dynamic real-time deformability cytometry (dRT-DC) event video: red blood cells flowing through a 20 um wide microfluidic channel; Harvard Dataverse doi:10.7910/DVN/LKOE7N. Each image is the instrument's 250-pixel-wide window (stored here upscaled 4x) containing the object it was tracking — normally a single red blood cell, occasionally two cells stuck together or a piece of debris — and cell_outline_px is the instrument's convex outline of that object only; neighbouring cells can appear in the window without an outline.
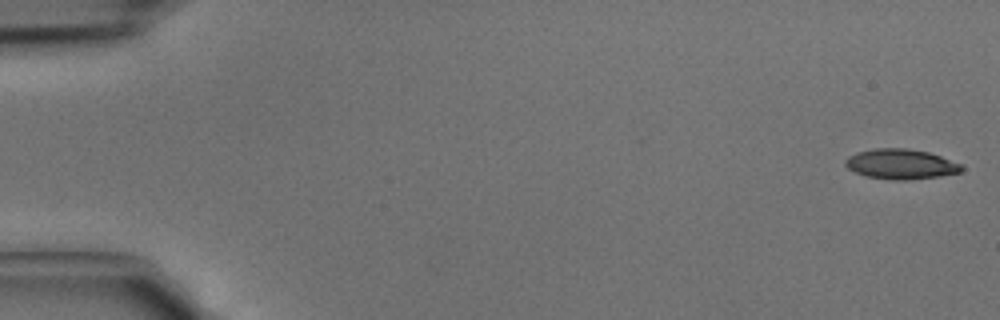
{"species": "common noctule bat (a hibernating species)", "species_latin": "Nyctalus noctula", "temperature_condition": "cold", "stored_images_in_passage": 5, "camera_frame_rate_fps": 3000, "um_per_image_px": 0.085, "animal": {"sex": "male", "body_mass_g": 15.6}, "frame": {"image": 1, "passage_image": 1, "time_ms": 0.0, "image_size_px": [1000, 320], "cell_outline_px": [[964, 168], [960, 172], [940, 176], [908, 180], [892, 180], [868, 176], [856, 172], [848, 168], [844, 164], [844, 160], [848, 156], [856, 152], [876, 148], [908, 148], [928, 152], [940, 156], [960, 164]], "centroid_in_image_um": [76.55, 13.94], "position_along_channel_um": 8.5, "area_um2": 20.29}}
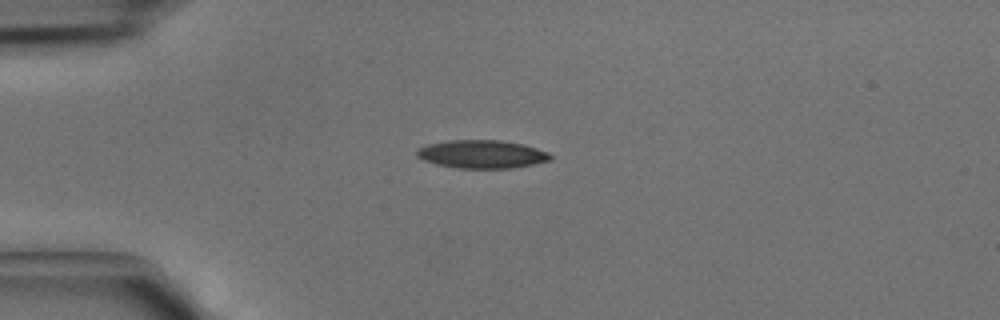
{"frame": {"image": 2, "passage_image": 4, "time_ms": 1.0, "image_size_px": [1000, 320], "cell_outline_px": [[552, 160], [512, 168], [456, 168], [436, 164], [424, 160], [416, 156], [416, 152], [420, 148], [428, 144], [448, 140], [500, 140], [524, 144], [548, 152], [552, 156]], "centroid_in_image_um": [40.97, 13.1], "position_along_channel_um": 44.0, "area_um2": 21.91}}